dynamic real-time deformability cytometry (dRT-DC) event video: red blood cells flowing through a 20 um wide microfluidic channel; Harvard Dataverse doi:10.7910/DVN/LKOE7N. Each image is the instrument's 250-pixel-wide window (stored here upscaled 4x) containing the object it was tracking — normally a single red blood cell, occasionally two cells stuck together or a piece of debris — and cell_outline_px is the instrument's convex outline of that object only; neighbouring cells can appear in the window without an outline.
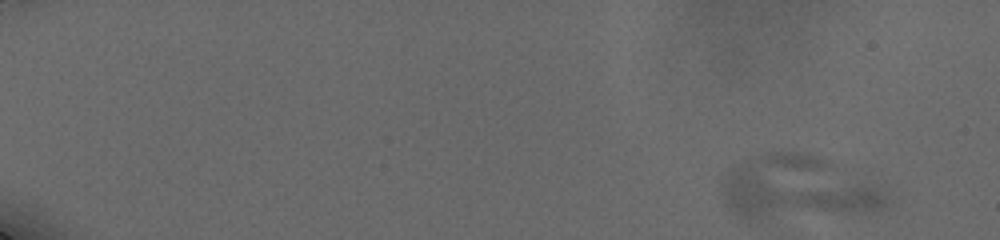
{"species": "human", "species_latin": "Homo sapiens", "temperature_condition": "cold", "stored_images_in_passage": 12, "camera_frame_rate_fps": 3000, "um_per_image_px": 0.085, "donor": {"sex": "male"}, "frame": {"image": 1, "passage_image": 1, "time_ms": 0.0, "image_size_px": [1000, 240], "cell_outline_px": [[892, 200], [888, 204], [876, 212], [756, 224], [748, 224], [732, 212], [724, 204], [720, 180], [732, 168], [744, 160], [752, 156], [768, 152], [808, 152], [832, 160], [880, 184]], "centroid_in_image_um": [67.81, 16.06], "position_along_channel_um": 17.2, "area_um2": 65.08}}
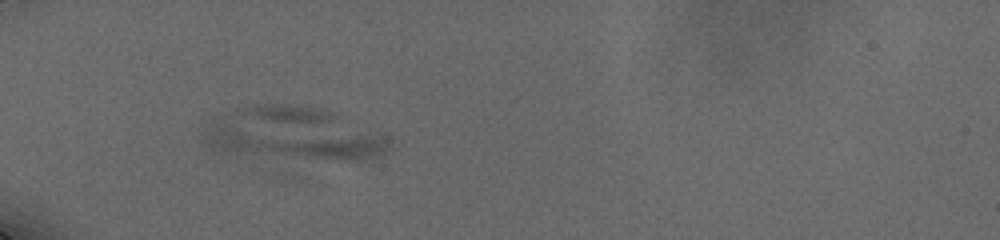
{"frame": {"image": 2, "passage_image": 9, "time_ms": 5.667, "image_size_px": [1000, 240], "cell_outline_px": [[392, 148], [384, 156], [364, 160], [352, 160], [220, 156], [204, 148], [200, 144], [200, 132], [204, 124], [236, 108], [252, 104], [296, 104], [320, 108], [384, 132], [392, 140]], "centroid_in_image_um": [24.82, 11.42], "position_along_channel_um": 60.2, "area_um2": 60.4}}